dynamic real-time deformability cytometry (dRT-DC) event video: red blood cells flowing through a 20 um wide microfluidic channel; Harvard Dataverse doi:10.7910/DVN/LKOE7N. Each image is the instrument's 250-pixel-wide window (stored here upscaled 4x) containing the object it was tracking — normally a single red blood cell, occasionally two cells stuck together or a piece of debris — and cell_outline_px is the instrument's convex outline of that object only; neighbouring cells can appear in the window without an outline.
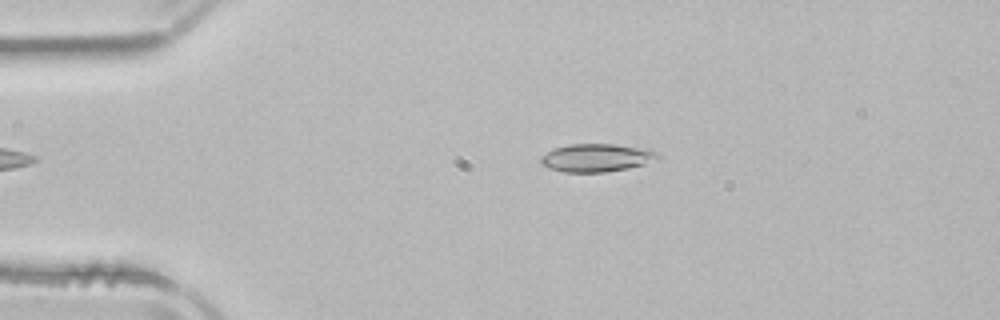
{"species": "common noctule bat (a hibernating species)", "species_latin": "Nyctalus noctula", "temperature_condition": "room temperature", "stored_images_in_passage": 45, "camera_frame_rate_fps": 3000, "um_per_image_px": 0.085, "animal": {"sex": "male", "body_mass_g": 21.5, "forearm_length_mm": 52.0}, "frame": {"image": 1, "passage_image": 10, "time_ms": 3.0, "image_size_px": [1000, 320], "cell_outline_px": [[660, 156], [644, 164], [628, 168], [604, 172], [564, 172], [548, 168], [540, 160], [540, 156], [552, 148], [568, 144], [616, 144], [656, 152]], "centroid_in_image_um": [50.61, 13.41], "position_along_channel_um": 34.4, "area_um2": 18.79}}
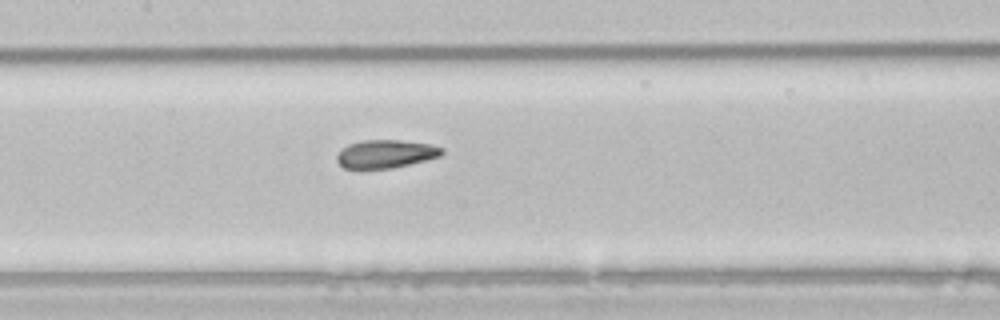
{"frame": {"image": 2, "passage_image": 24, "time_ms": 7.667, "image_size_px": [1000, 320], "cell_outline_px": [[444, 152], [440, 156], [412, 164], [392, 168], [360, 172], [344, 168], [336, 160], [336, 156], [348, 144], [364, 140], [396, 140], [432, 144], [444, 148]], "centroid_in_image_um": [32.76, 13.13], "position_along_channel_um": 174.6, "area_um2": 17.86}}
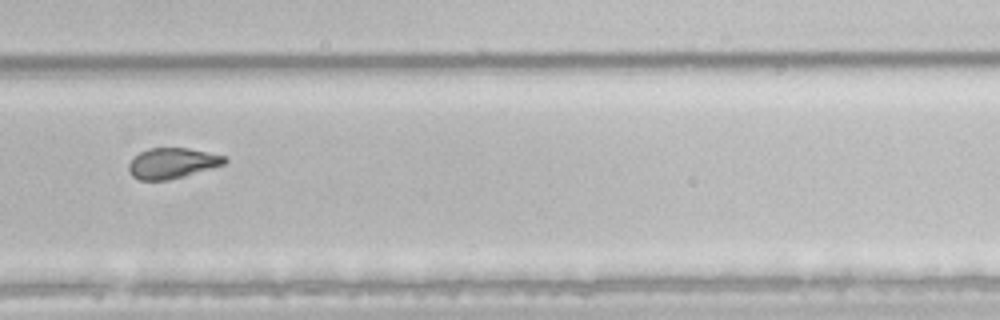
{"frame": {"image": 3, "passage_image": 35, "time_ms": 11.333, "image_size_px": [1000, 320], "cell_outline_px": [[228, 160], [224, 164], [212, 168], [184, 176], [168, 180], [140, 180], [132, 176], [128, 168], [128, 164], [140, 152], [148, 148], [188, 148], [224, 156]], "centroid_in_image_um": [14.63, 13.87], "position_along_channel_um": 315.2, "area_um2": 16.88}, "authors_computed_cell_mechanics": {"area_um2": 17.8602, "velocity_mm_per_s": 3.8556, "shape_relaxation_time_tau1_ms": 3.5834, "shape_relaxation_time_tau2_ms": 1.5564, "deformation_change_tau1": 0.1406, "deformation_change_tau2": 0.0701}}